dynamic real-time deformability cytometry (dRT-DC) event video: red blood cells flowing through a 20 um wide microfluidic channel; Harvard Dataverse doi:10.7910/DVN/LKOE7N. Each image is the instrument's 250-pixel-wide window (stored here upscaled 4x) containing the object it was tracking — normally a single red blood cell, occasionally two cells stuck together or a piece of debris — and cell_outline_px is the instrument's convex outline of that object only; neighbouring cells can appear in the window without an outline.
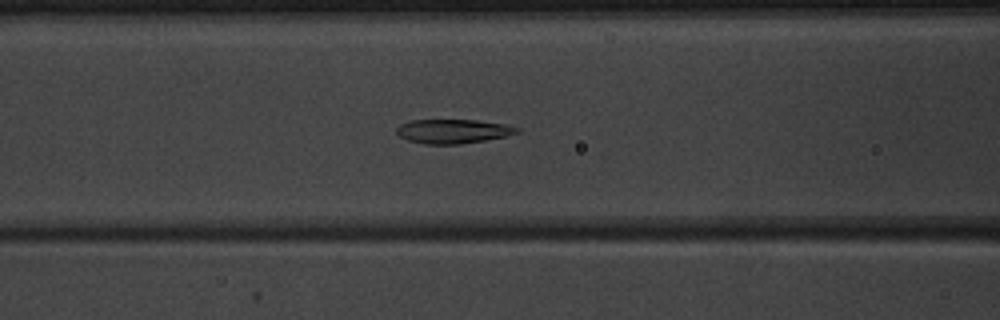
{"species": "common noctule bat (a hibernating species)", "species_latin": "Nyctalus noctula", "temperature_condition": "warm", "stored_images_in_passage": 36, "camera_frame_rate_fps": 3000, "um_per_image_px": 0.085, "animal": {"sex": "male", "body_mass_g": 20.1, "forearm_length_mm": 53.5}, "frame": {"image": 1, "passage_image": 7, "time_ms": 2.0, "image_size_px": [1000, 320], "cell_outline_px": [[520, 132], [504, 136], [484, 140], [460, 144], [424, 144], [408, 140], [400, 136], [396, 132], [396, 128], [400, 124], [412, 120], [476, 120], [504, 124], [520, 128]], "centroid_in_image_um": [38.49, 11.15], "position_along_channel_um": 128.1, "area_um2": 16.82}}
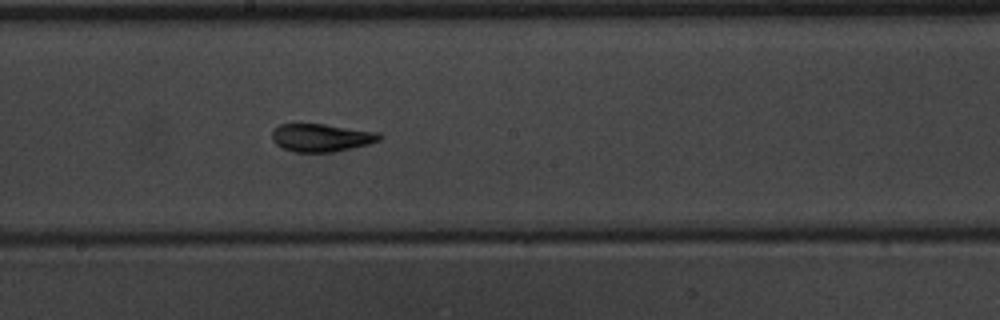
{"frame": {"image": 2, "passage_image": 14, "time_ms": 4.333, "image_size_px": [1000, 320], "cell_outline_px": [[384, 136], [380, 140], [368, 144], [352, 148], [332, 152], [292, 152], [276, 144], [272, 140], [272, 128], [280, 124], [324, 124], [380, 132]], "centroid_in_image_um": [27.32, 11.7], "position_along_channel_um": 220.9, "area_um2": 17.63}}
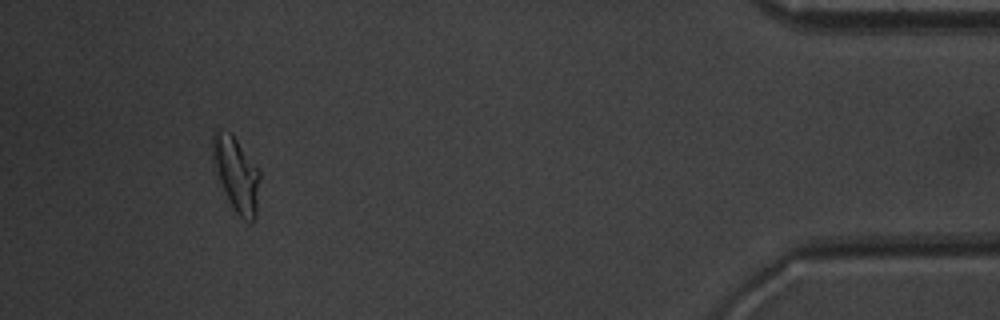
{"frame": {"image": 3, "passage_image": 33, "time_ms": 10.667, "image_size_px": [1000, 320], "cell_outline_px": [[260, 176], [256, 216], [252, 220], [244, 220], [232, 208], [220, 180], [212, 156], [212, 136], [216, 128], [228, 132], [236, 140], [260, 172]], "centroid_in_image_um": [20.09, 14.81], "position_along_channel_um": 415.1, "area_um2": 19.77}, "authors_computed_cell_mechanics": {"area_um2": 17.6001, "velocity_mm_per_s": 3.9821, "shape_relaxation_time_tau1_ms": 4.5986, "shape_relaxation_time_tau2_ms": 1.4588, "deformation_change_tau1": 0.1535, "deformation_change_tau2": 0.0877}}